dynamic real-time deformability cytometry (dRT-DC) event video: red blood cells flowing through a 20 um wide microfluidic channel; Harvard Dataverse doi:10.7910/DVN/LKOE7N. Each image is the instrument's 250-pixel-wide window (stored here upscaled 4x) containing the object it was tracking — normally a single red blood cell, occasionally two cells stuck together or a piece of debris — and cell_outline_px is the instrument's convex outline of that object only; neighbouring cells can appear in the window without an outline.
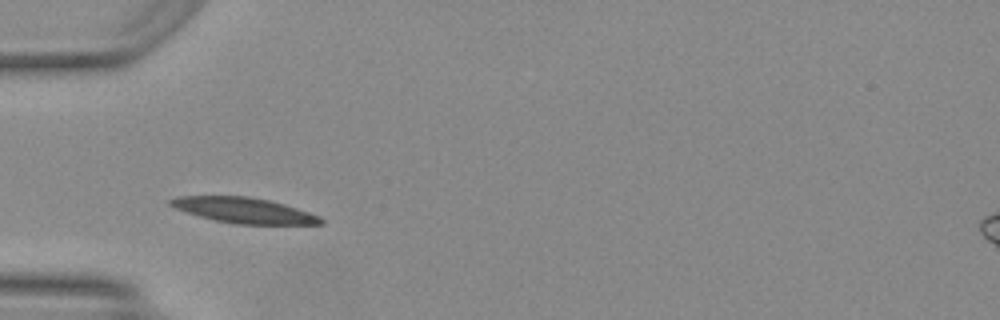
{"species": "Egyptian fruit bat (a non-hibernating species)", "species_latin": "Rousettus aegyptiacus", "temperature_condition": "warm", "stored_images_in_passage": 32, "camera_frame_rate_fps": 3000, "um_per_image_px": 0.085, "animal": {"sex": "female"}, "frame": {"image": 1, "passage_image": 4, "time_ms": 1.0, "image_size_px": [1000, 320], "cell_outline_px": [[324, 224], [236, 224], [216, 220], [200, 216], [176, 208], [168, 204], [168, 200], [176, 196], [248, 196], [268, 200], [284, 204], [320, 216], [324, 220]], "centroid_in_image_um": [20.74, 17.87], "position_along_channel_um": 64.3, "area_um2": 22.08}}
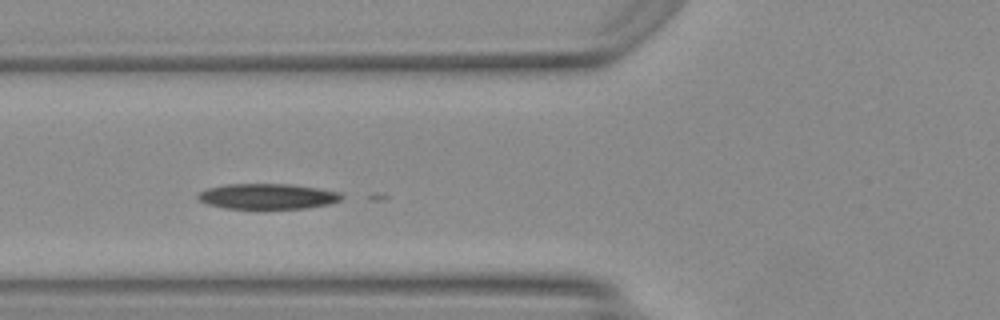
{"frame": {"image": 2, "passage_image": 7, "time_ms": 2.0, "image_size_px": [1000, 320], "cell_outline_px": [[344, 196], [340, 200], [328, 204], [304, 208], [256, 212], [224, 208], [208, 204], [200, 200], [196, 196], [200, 192], [208, 188], [228, 184], [288, 184], [340, 192]], "centroid_in_image_um": [22.7, 16.74], "position_along_channel_um": 103.1, "area_um2": 22.08}}
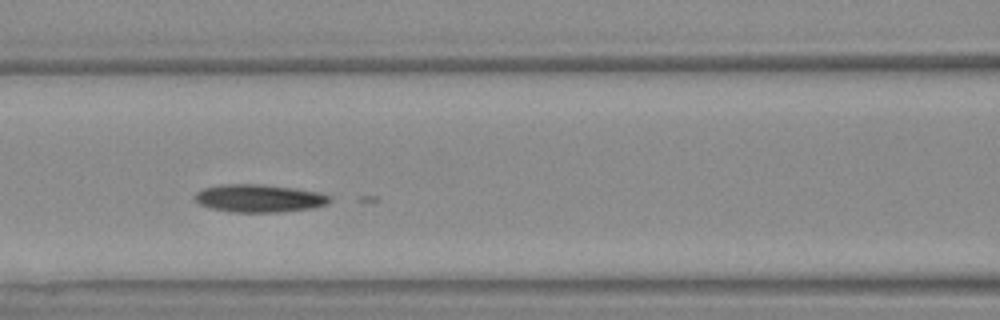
{"frame": {"image": 3, "passage_image": 10, "time_ms": 3.0, "image_size_px": [1000, 320], "cell_outline_px": [[332, 200], [328, 204], [312, 208], [280, 212], [232, 212], [212, 208], [200, 204], [196, 200], [196, 192], [204, 188], [220, 184], [256, 184], [296, 188], [320, 192], [332, 196]], "centroid_in_image_um": [22.09, 16.85], "position_along_channel_um": 144.5, "area_um2": 21.91}}